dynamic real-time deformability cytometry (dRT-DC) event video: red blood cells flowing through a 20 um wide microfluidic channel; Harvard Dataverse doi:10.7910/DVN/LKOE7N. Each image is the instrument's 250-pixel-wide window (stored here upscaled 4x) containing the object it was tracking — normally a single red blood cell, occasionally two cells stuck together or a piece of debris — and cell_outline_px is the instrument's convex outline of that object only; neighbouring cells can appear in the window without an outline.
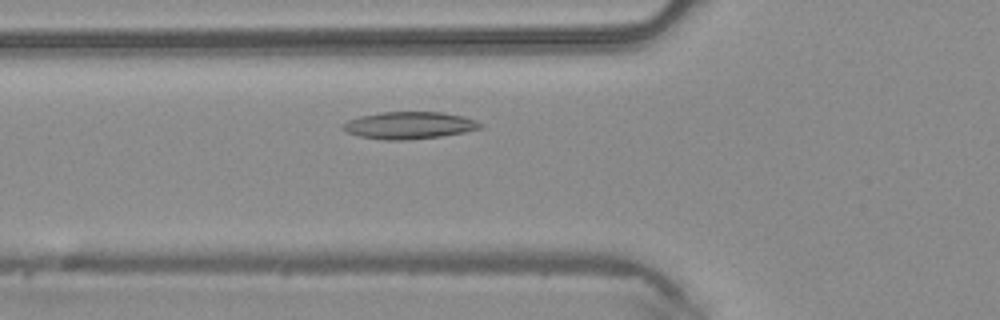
{"species": "common noctule bat (a hibernating species)", "species_latin": "Nyctalus noctula", "temperature_condition": "warm", "stored_images_in_passage": 38, "camera_frame_rate_fps": 3000, "um_per_image_px": 0.085, "animal": {"sex": "male", "body_mass_g": 20.4}, "frame": {"image": 1, "passage_image": 8, "time_ms": 2.333, "image_size_px": [1000, 320], "cell_outline_px": [[484, 124], [480, 128], [464, 132], [440, 136], [404, 140], [384, 140], [360, 136], [348, 132], [340, 128], [340, 124], [348, 120], [360, 116], [380, 112], [440, 112], [464, 116], [476, 120]], "centroid_in_image_um": [34.76, 10.65], "position_along_channel_um": 91.0, "area_um2": 21.73}}
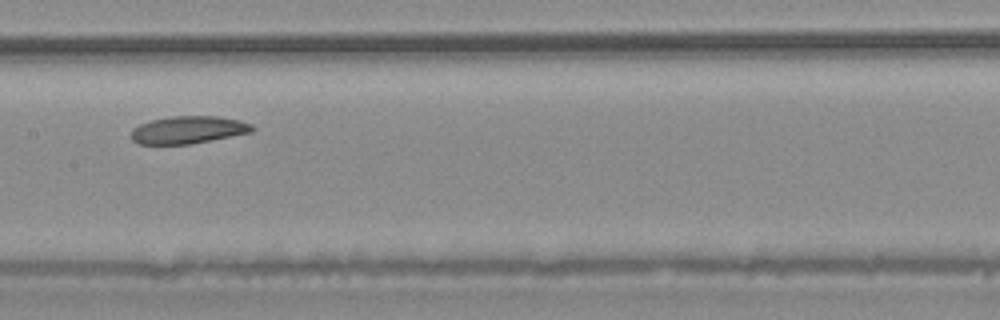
{"frame": {"image": 2, "passage_image": 15, "time_ms": 4.667, "image_size_px": [1000, 320], "cell_outline_px": [[256, 128], [252, 132], [188, 144], [140, 144], [132, 140], [132, 128], [140, 124], [152, 120], [172, 116], [216, 116], [240, 120], [252, 124]], "centroid_in_image_um": [16.01, 11.03], "position_along_channel_um": 191.4, "area_um2": 19.25}}
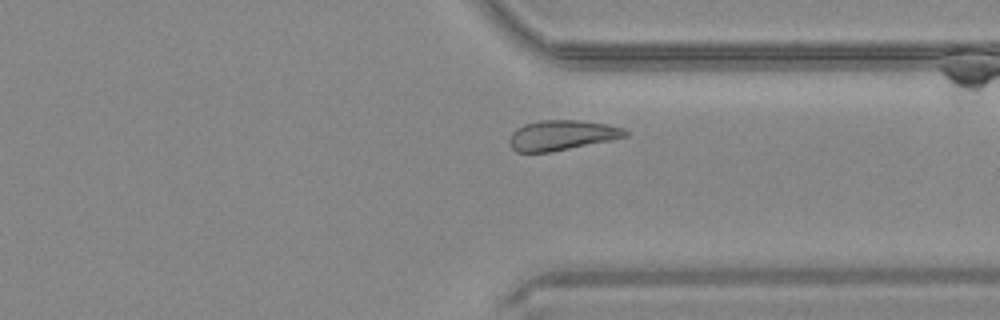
{"frame": {"image": 3, "passage_image": 27, "time_ms": 8.667, "image_size_px": [1000, 320], "cell_outline_px": [[628, 136], [548, 152], [516, 152], [512, 148], [508, 140], [512, 132], [516, 128], [524, 124], [540, 120], [580, 120], [604, 124], [624, 128], [628, 132]], "centroid_in_image_um": [47.7, 11.48], "position_along_channel_um": 363.7, "area_um2": 20.0}}